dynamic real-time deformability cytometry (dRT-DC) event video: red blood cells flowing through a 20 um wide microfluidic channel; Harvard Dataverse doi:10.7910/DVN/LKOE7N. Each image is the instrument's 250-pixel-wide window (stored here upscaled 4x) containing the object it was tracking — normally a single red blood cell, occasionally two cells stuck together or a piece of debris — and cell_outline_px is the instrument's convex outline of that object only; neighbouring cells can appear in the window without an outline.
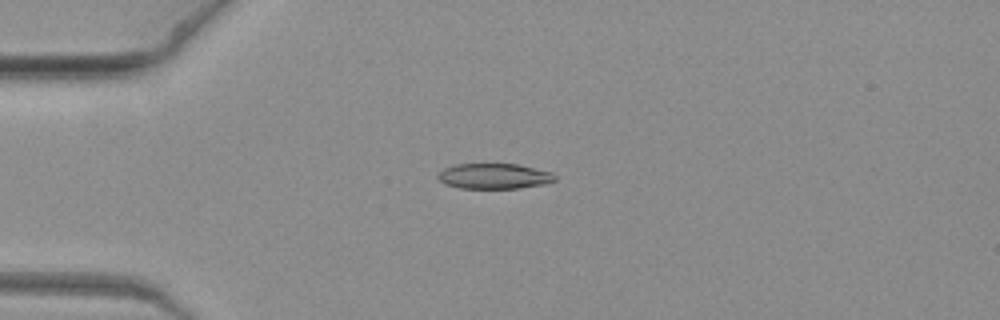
{"species": "common noctule bat (a hibernating species)", "species_latin": "Nyctalus noctula", "temperature_condition": "warm", "stored_images_in_passage": 10, "camera_frame_rate_fps": 3000, "um_per_image_px": 0.085, "animal": {"sex": "female", "body_mass_g": 19.3, "forearm_length_mm": 54.1}, "frame": {"image": 1, "passage_image": 6, "time_ms": 1.667, "image_size_px": [1000, 320], "cell_outline_px": [[556, 180], [544, 184], [520, 188], [460, 188], [444, 184], [436, 176], [444, 168], [452, 164], [516, 164], [552, 172], [556, 176]], "centroid_in_image_um": [41.98, 14.97], "position_along_channel_um": 43.0, "area_um2": 17.34}}
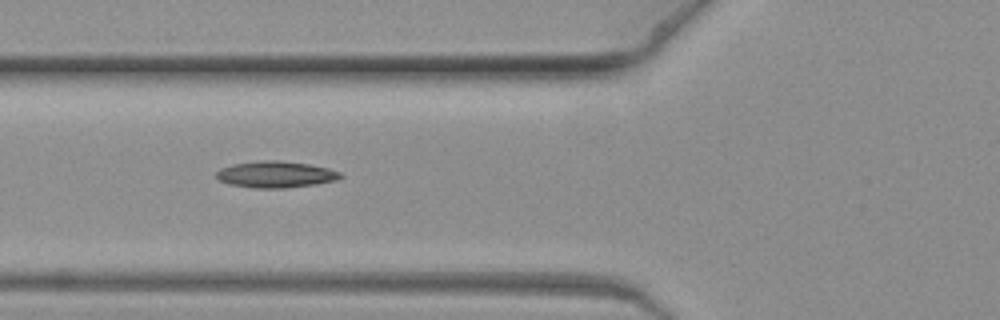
{"frame": {"image": 2, "passage_image": 9, "time_ms": 2.667, "image_size_px": [1000, 320], "cell_outline_px": [[344, 176], [336, 180], [316, 184], [284, 188], [256, 188], [228, 184], [220, 180], [216, 176], [216, 172], [220, 168], [232, 164], [260, 160], [280, 160], [308, 164], [328, 168], [340, 172]], "centroid_in_image_um": [23.43, 14.82], "position_along_channel_um": 102.4, "area_um2": 19.19}}
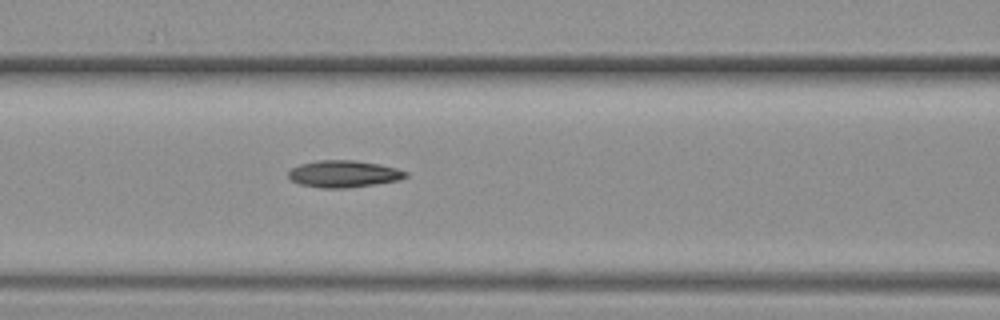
{"frame": {"image": 3, "passage_image": 10, "time_ms": 3.0, "image_size_px": [1000, 320], "cell_outline_px": [[408, 176], [400, 180], [348, 188], [320, 188], [300, 184], [292, 180], [288, 176], [288, 172], [292, 168], [300, 164], [316, 160], [356, 160], [380, 164], [396, 168], [408, 172]], "centroid_in_image_um": [29.23, 14.78], "position_along_channel_um": 137.4, "area_um2": 18.5}}